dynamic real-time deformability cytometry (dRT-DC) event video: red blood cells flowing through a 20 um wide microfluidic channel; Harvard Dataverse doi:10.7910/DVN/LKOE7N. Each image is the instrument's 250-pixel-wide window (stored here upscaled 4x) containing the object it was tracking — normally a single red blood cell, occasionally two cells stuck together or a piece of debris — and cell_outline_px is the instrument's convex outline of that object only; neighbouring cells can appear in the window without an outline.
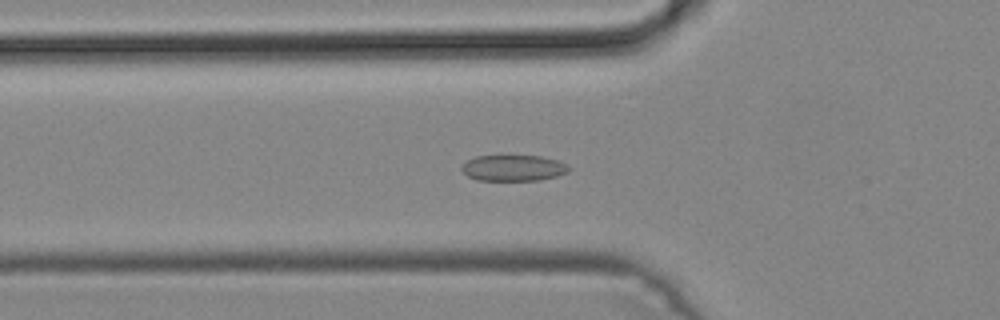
{"species": "common noctule bat (a hibernating species)", "species_latin": "Nyctalus noctula", "temperature_condition": "cold", "stored_images_in_passage": 39, "camera_frame_rate_fps": 3000, "um_per_image_px": 0.085, "animal": {"sex": "male", "body_mass_g": 19.2, "forearm_length_mm": 51.8}, "frame": {"image": 1, "passage_image": 16, "time_ms": 5.0, "image_size_px": [1000, 320], "cell_outline_px": [[572, 168], [568, 172], [556, 176], [540, 180], [476, 180], [468, 176], [460, 168], [468, 160], [476, 156], [540, 156], [556, 160], [568, 164]], "centroid_in_image_um": [43.67, 14.28], "position_along_channel_um": 82.1, "area_um2": 16.18}}
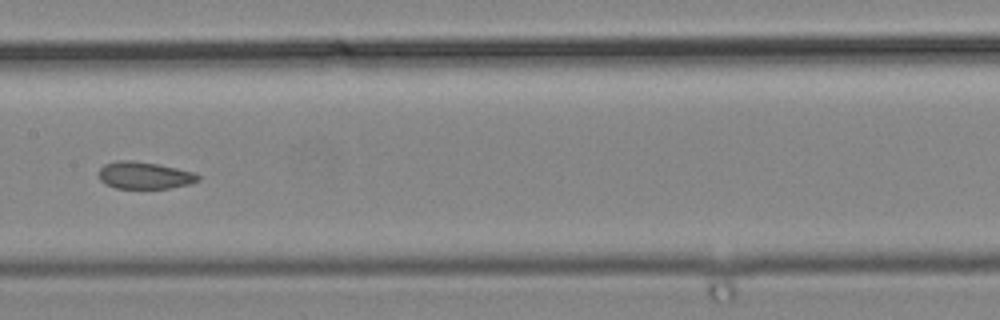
{"frame": {"image": 2, "passage_image": 24, "time_ms": 7.667, "image_size_px": [1000, 320], "cell_outline_px": [[200, 180], [188, 184], [168, 188], [116, 188], [104, 184], [100, 180], [100, 168], [104, 164], [116, 160], [132, 160], [160, 164], [192, 172], [200, 176]], "centroid_in_image_um": [12.25, 14.89], "position_along_channel_um": 195.1, "area_um2": 15.66}}
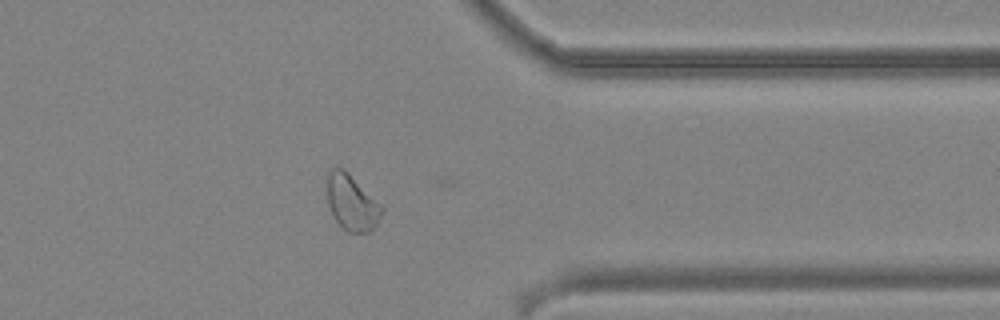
{"frame": {"image": 3, "passage_image": 38, "time_ms": 12.333, "image_size_px": [1000, 320], "cell_outline_px": [[384, 208], [376, 224], [368, 232], [348, 232], [336, 220], [328, 204], [328, 172], [332, 168], [344, 168]], "centroid_in_image_um": [29.9, 17.21], "position_along_channel_um": 381.5, "area_um2": 17.22}}